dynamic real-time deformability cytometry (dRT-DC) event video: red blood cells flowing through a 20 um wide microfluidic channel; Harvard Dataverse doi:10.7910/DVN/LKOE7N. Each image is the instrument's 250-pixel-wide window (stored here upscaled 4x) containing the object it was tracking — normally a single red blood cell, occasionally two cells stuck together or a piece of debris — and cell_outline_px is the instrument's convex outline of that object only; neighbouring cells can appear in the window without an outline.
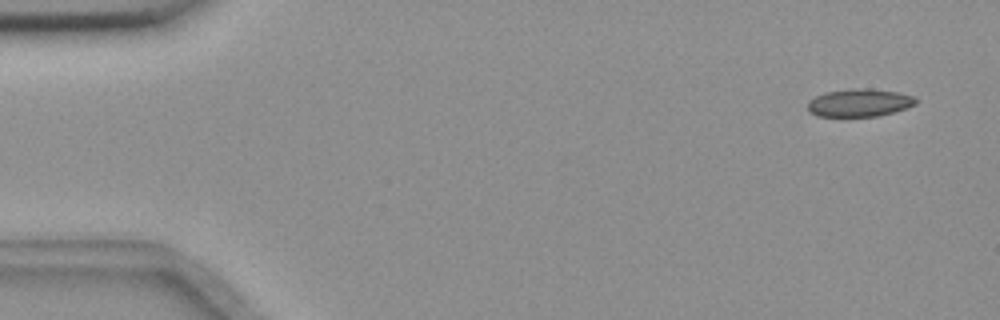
{"species": "common noctule bat (a hibernating species)", "species_latin": "Nyctalus noctula", "temperature_condition": "room temperature", "stored_images_in_passage": 8, "camera_frame_rate_fps": 3000, "um_per_image_px": 0.085, "animal": {"sex": "female", "body_mass_g": 18.4}, "frame": {"image": 1, "passage_image": 1, "time_ms": 0.0, "image_size_px": [1000, 320], "cell_outline_px": [[916, 104], [892, 112], [876, 116], [816, 116], [808, 112], [808, 100], [824, 92], [860, 88], [896, 92], [916, 96]], "centroid_in_image_um": [73.0, 8.74], "position_along_channel_um": 12.0, "area_um2": 17.28}}
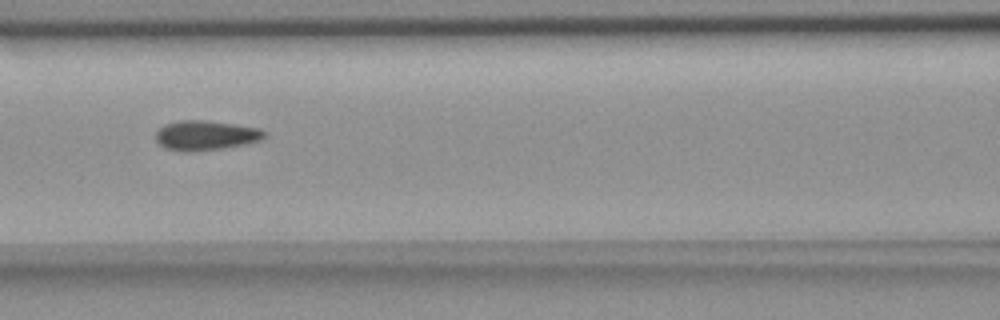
{"frame": {"image": 2, "passage_image": 7, "time_ms": 2.0, "image_size_px": [1000, 320], "cell_outline_px": [[268, 136], [260, 140], [244, 144], [224, 148], [184, 152], [164, 148], [156, 140], [156, 132], [164, 124], [180, 120], [208, 120], [260, 128]], "centroid_in_image_um": [17.48, 11.5], "position_along_channel_um": 149.1, "area_um2": 18.84}}
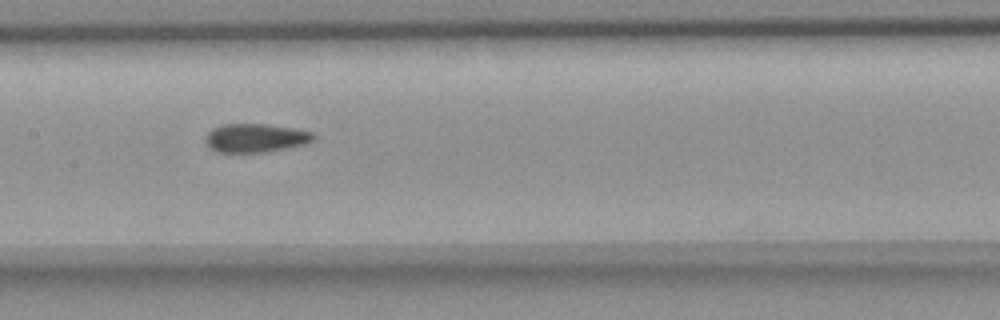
{"frame": {"image": 3, "passage_image": 8, "time_ms": 2.333, "image_size_px": [1000, 320], "cell_outline_px": [[316, 140], [308, 144], [268, 152], [216, 152], [208, 148], [204, 144], [204, 136], [212, 128], [224, 124], [268, 124], [292, 128], [312, 132], [316, 136]], "centroid_in_image_um": [21.71, 11.74], "position_along_channel_um": 185.7, "area_um2": 18.5}}